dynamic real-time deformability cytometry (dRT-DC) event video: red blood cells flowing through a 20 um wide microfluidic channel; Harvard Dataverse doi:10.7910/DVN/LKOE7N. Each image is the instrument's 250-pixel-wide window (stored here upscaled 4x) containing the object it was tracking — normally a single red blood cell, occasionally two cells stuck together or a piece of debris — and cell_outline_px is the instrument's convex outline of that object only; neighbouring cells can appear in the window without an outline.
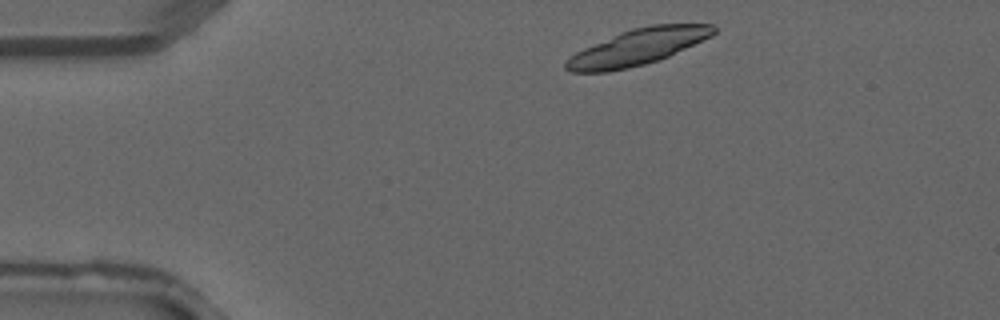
{"species": "common noctule bat (a hibernating species)", "species_latin": "Nyctalus noctula", "temperature_condition": "warm", "stored_images_in_passage": 2, "camera_frame_rate_fps": 3000, "um_per_image_px": 0.085, "animal": {"sex": "male", "forearm_length_mm": 52.5}, "frame": {"image": 1, "passage_image": 1, "time_ms": 0.0, "image_size_px": [1000, 320], "cell_outline_px": [[716, 32], [712, 36], [660, 60], [628, 68], [608, 72], [572, 72], [564, 68], [564, 60], [568, 56], [584, 48], [620, 32], [632, 28], [652, 24], [712, 24], [716, 28]], "centroid_in_image_um": [54.19, 4.0], "position_along_channel_um": 30.8, "area_um2": 31.1}}